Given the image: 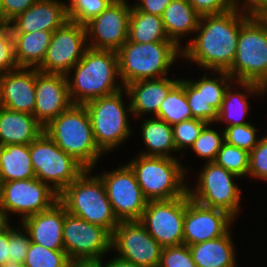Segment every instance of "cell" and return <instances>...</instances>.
<instances>
[{
  "instance_id": "obj_30",
  "label": "cell",
  "mask_w": 267,
  "mask_h": 267,
  "mask_svg": "<svg viewBox=\"0 0 267 267\" xmlns=\"http://www.w3.org/2000/svg\"><path fill=\"white\" fill-rule=\"evenodd\" d=\"M128 39L142 44L174 42L165 32L162 16L138 11L133 6L130 14Z\"/></svg>"
},
{
  "instance_id": "obj_13",
  "label": "cell",
  "mask_w": 267,
  "mask_h": 267,
  "mask_svg": "<svg viewBox=\"0 0 267 267\" xmlns=\"http://www.w3.org/2000/svg\"><path fill=\"white\" fill-rule=\"evenodd\" d=\"M57 201L59 193L36 177L0 183V206L6 213L22 214V220L49 209Z\"/></svg>"
},
{
  "instance_id": "obj_31",
  "label": "cell",
  "mask_w": 267,
  "mask_h": 267,
  "mask_svg": "<svg viewBox=\"0 0 267 267\" xmlns=\"http://www.w3.org/2000/svg\"><path fill=\"white\" fill-rule=\"evenodd\" d=\"M155 117L162 119L171 126L193 118L185 95V79H181L168 93Z\"/></svg>"
},
{
  "instance_id": "obj_12",
  "label": "cell",
  "mask_w": 267,
  "mask_h": 267,
  "mask_svg": "<svg viewBox=\"0 0 267 267\" xmlns=\"http://www.w3.org/2000/svg\"><path fill=\"white\" fill-rule=\"evenodd\" d=\"M87 32L83 24L67 21L53 32L39 72L63 74L69 77L72 68L83 58L88 48Z\"/></svg>"
},
{
  "instance_id": "obj_41",
  "label": "cell",
  "mask_w": 267,
  "mask_h": 267,
  "mask_svg": "<svg viewBox=\"0 0 267 267\" xmlns=\"http://www.w3.org/2000/svg\"><path fill=\"white\" fill-rule=\"evenodd\" d=\"M19 68L9 23L0 22V76Z\"/></svg>"
},
{
  "instance_id": "obj_38",
  "label": "cell",
  "mask_w": 267,
  "mask_h": 267,
  "mask_svg": "<svg viewBox=\"0 0 267 267\" xmlns=\"http://www.w3.org/2000/svg\"><path fill=\"white\" fill-rule=\"evenodd\" d=\"M207 124L203 120L192 118L173 125V141L176 150L182 151L184 148L192 147Z\"/></svg>"
},
{
  "instance_id": "obj_26",
  "label": "cell",
  "mask_w": 267,
  "mask_h": 267,
  "mask_svg": "<svg viewBox=\"0 0 267 267\" xmlns=\"http://www.w3.org/2000/svg\"><path fill=\"white\" fill-rule=\"evenodd\" d=\"M200 18L201 16L188 3V0H172L162 15L167 36L179 47L182 36L195 33Z\"/></svg>"
},
{
  "instance_id": "obj_3",
  "label": "cell",
  "mask_w": 267,
  "mask_h": 267,
  "mask_svg": "<svg viewBox=\"0 0 267 267\" xmlns=\"http://www.w3.org/2000/svg\"><path fill=\"white\" fill-rule=\"evenodd\" d=\"M73 69L75 72L72 82L67 77L72 104L83 105L124 89L123 84L116 82L117 77H120L117 51L88 47Z\"/></svg>"
},
{
  "instance_id": "obj_44",
  "label": "cell",
  "mask_w": 267,
  "mask_h": 267,
  "mask_svg": "<svg viewBox=\"0 0 267 267\" xmlns=\"http://www.w3.org/2000/svg\"><path fill=\"white\" fill-rule=\"evenodd\" d=\"M22 229L24 232L19 228L9 227L10 262H25L31 241L29 233Z\"/></svg>"
},
{
  "instance_id": "obj_32",
  "label": "cell",
  "mask_w": 267,
  "mask_h": 267,
  "mask_svg": "<svg viewBox=\"0 0 267 267\" xmlns=\"http://www.w3.org/2000/svg\"><path fill=\"white\" fill-rule=\"evenodd\" d=\"M185 95L193 118L209 124L217 122L218 111L204 98V75L198 81L185 80Z\"/></svg>"
},
{
  "instance_id": "obj_7",
  "label": "cell",
  "mask_w": 267,
  "mask_h": 267,
  "mask_svg": "<svg viewBox=\"0 0 267 267\" xmlns=\"http://www.w3.org/2000/svg\"><path fill=\"white\" fill-rule=\"evenodd\" d=\"M127 165L148 201L171 200L187 193L186 169L176 158L139 154Z\"/></svg>"
},
{
  "instance_id": "obj_54",
  "label": "cell",
  "mask_w": 267,
  "mask_h": 267,
  "mask_svg": "<svg viewBox=\"0 0 267 267\" xmlns=\"http://www.w3.org/2000/svg\"><path fill=\"white\" fill-rule=\"evenodd\" d=\"M0 267H26L24 263H17V262H7Z\"/></svg>"
},
{
  "instance_id": "obj_43",
  "label": "cell",
  "mask_w": 267,
  "mask_h": 267,
  "mask_svg": "<svg viewBox=\"0 0 267 267\" xmlns=\"http://www.w3.org/2000/svg\"><path fill=\"white\" fill-rule=\"evenodd\" d=\"M267 181V135L250 152L248 176Z\"/></svg>"
},
{
  "instance_id": "obj_4",
  "label": "cell",
  "mask_w": 267,
  "mask_h": 267,
  "mask_svg": "<svg viewBox=\"0 0 267 267\" xmlns=\"http://www.w3.org/2000/svg\"><path fill=\"white\" fill-rule=\"evenodd\" d=\"M44 132L85 169L92 170L104 154L95 142L91 121L84 105L72 104L51 120L44 127Z\"/></svg>"
},
{
  "instance_id": "obj_36",
  "label": "cell",
  "mask_w": 267,
  "mask_h": 267,
  "mask_svg": "<svg viewBox=\"0 0 267 267\" xmlns=\"http://www.w3.org/2000/svg\"><path fill=\"white\" fill-rule=\"evenodd\" d=\"M113 0H70L67 4L68 19L85 25L102 13Z\"/></svg>"
},
{
  "instance_id": "obj_15",
  "label": "cell",
  "mask_w": 267,
  "mask_h": 267,
  "mask_svg": "<svg viewBox=\"0 0 267 267\" xmlns=\"http://www.w3.org/2000/svg\"><path fill=\"white\" fill-rule=\"evenodd\" d=\"M185 195L171 200L148 201L140 222L162 248L183 244Z\"/></svg>"
},
{
  "instance_id": "obj_10",
  "label": "cell",
  "mask_w": 267,
  "mask_h": 267,
  "mask_svg": "<svg viewBox=\"0 0 267 267\" xmlns=\"http://www.w3.org/2000/svg\"><path fill=\"white\" fill-rule=\"evenodd\" d=\"M205 164L196 189H187L190 198L201 205L223 210L235 218L241 201V190L234 183V178L238 176L215 162Z\"/></svg>"
},
{
  "instance_id": "obj_55",
  "label": "cell",
  "mask_w": 267,
  "mask_h": 267,
  "mask_svg": "<svg viewBox=\"0 0 267 267\" xmlns=\"http://www.w3.org/2000/svg\"><path fill=\"white\" fill-rule=\"evenodd\" d=\"M0 22H1V0H0Z\"/></svg>"
},
{
  "instance_id": "obj_49",
  "label": "cell",
  "mask_w": 267,
  "mask_h": 267,
  "mask_svg": "<svg viewBox=\"0 0 267 267\" xmlns=\"http://www.w3.org/2000/svg\"><path fill=\"white\" fill-rule=\"evenodd\" d=\"M10 262L9 228L0 233V266Z\"/></svg>"
},
{
  "instance_id": "obj_46",
  "label": "cell",
  "mask_w": 267,
  "mask_h": 267,
  "mask_svg": "<svg viewBox=\"0 0 267 267\" xmlns=\"http://www.w3.org/2000/svg\"><path fill=\"white\" fill-rule=\"evenodd\" d=\"M38 0H1V22L9 23Z\"/></svg>"
},
{
  "instance_id": "obj_34",
  "label": "cell",
  "mask_w": 267,
  "mask_h": 267,
  "mask_svg": "<svg viewBox=\"0 0 267 267\" xmlns=\"http://www.w3.org/2000/svg\"><path fill=\"white\" fill-rule=\"evenodd\" d=\"M71 262L64 250H51L30 242L24 264L26 267H70Z\"/></svg>"
},
{
  "instance_id": "obj_11",
  "label": "cell",
  "mask_w": 267,
  "mask_h": 267,
  "mask_svg": "<svg viewBox=\"0 0 267 267\" xmlns=\"http://www.w3.org/2000/svg\"><path fill=\"white\" fill-rule=\"evenodd\" d=\"M64 251L74 261H102L112 249V234L105 228L91 224L70 213L63 225Z\"/></svg>"
},
{
  "instance_id": "obj_1",
  "label": "cell",
  "mask_w": 267,
  "mask_h": 267,
  "mask_svg": "<svg viewBox=\"0 0 267 267\" xmlns=\"http://www.w3.org/2000/svg\"><path fill=\"white\" fill-rule=\"evenodd\" d=\"M250 17L236 9L202 15L191 43L182 47V57L216 73L228 71L236 55L240 26Z\"/></svg>"
},
{
  "instance_id": "obj_53",
  "label": "cell",
  "mask_w": 267,
  "mask_h": 267,
  "mask_svg": "<svg viewBox=\"0 0 267 267\" xmlns=\"http://www.w3.org/2000/svg\"><path fill=\"white\" fill-rule=\"evenodd\" d=\"M257 17L260 19V21L266 26L267 28V8L262 10Z\"/></svg>"
},
{
  "instance_id": "obj_42",
  "label": "cell",
  "mask_w": 267,
  "mask_h": 267,
  "mask_svg": "<svg viewBox=\"0 0 267 267\" xmlns=\"http://www.w3.org/2000/svg\"><path fill=\"white\" fill-rule=\"evenodd\" d=\"M158 267H197V265L192 258L189 246L181 244L162 248Z\"/></svg>"
},
{
  "instance_id": "obj_2",
  "label": "cell",
  "mask_w": 267,
  "mask_h": 267,
  "mask_svg": "<svg viewBox=\"0 0 267 267\" xmlns=\"http://www.w3.org/2000/svg\"><path fill=\"white\" fill-rule=\"evenodd\" d=\"M227 73L248 94L267 91V28L257 16L240 26L236 55Z\"/></svg>"
},
{
  "instance_id": "obj_19",
  "label": "cell",
  "mask_w": 267,
  "mask_h": 267,
  "mask_svg": "<svg viewBox=\"0 0 267 267\" xmlns=\"http://www.w3.org/2000/svg\"><path fill=\"white\" fill-rule=\"evenodd\" d=\"M71 105L66 75L42 73L35 68L33 116L45 127Z\"/></svg>"
},
{
  "instance_id": "obj_39",
  "label": "cell",
  "mask_w": 267,
  "mask_h": 267,
  "mask_svg": "<svg viewBox=\"0 0 267 267\" xmlns=\"http://www.w3.org/2000/svg\"><path fill=\"white\" fill-rule=\"evenodd\" d=\"M256 136V128L251 123L224 128V141L249 153L258 145Z\"/></svg>"
},
{
  "instance_id": "obj_35",
  "label": "cell",
  "mask_w": 267,
  "mask_h": 267,
  "mask_svg": "<svg viewBox=\"0 0 267 267\" xmlns=\"http://www.w3.org/2000/svg\"><path fill=\"white\" fill-rule=\"evenodd\" d=\"M250 153L225 141L217 153L215 163L239 177L248 175Z\"/></svg>"
},
{
  "instance_id": "obj_37",
  "label": "cell",
  "mask_w": 267,
  "mask_h": 267,
  "mask_svg": "<svg viewBox=\"0 0 267 267\" xmlns=\"http://www.w3.org/2000/svg\"><path fill=\"white\" fill-rule=\"evenodd\" d=\"M209 125L208 123L202 129L191 148L199 157L207 159V162H214L224 142V131L219 133L215 129L210 128Z\"/></svg>"
},
{
  "instance_id": "obj_20",
  "label": "cell",
  "mask_w": 267,
  "mask_h": 267,
  "mask_svg": "<svg viewBox=\"0 0 267 267\" xmlns=\"http://www.w3.org/2000/svg\"><path fill=\"white\" fill-rule=\"evenodd\" d=\"M68 19L67 4L58 0H38L9 22L12 33H33L61 28Z\"/></svg>"
},
{
  "instance_id": "obj_17",
  "label": "cell",
  "mask_w": 267,
  "mask_h": 267,
  "mask_svg": "<svg viewBox=\"0 0 267 267\" xmlns=\"http://www.w3.org/2000/svg\"><path fill=\"white\" fill-rule=\"evenodd\" d=\"M132 5L125 0H113L99 15L85 24L88 47L118 51L128 40Z\"/></svg>"
},
{
  "instance_id": "obj_48",
  "label": "cell",
  "mask_w": 267,
  "mask_h": 267,
  "mask_svg": "<svg viewBox=\"0 0 267 267\" xmlns=\"http://www.w3.org/2000/svg\"><path fill=\"white\" fill-rule=\"evenodd\" d=\"M239 2H241V0H232L233 8L250 16H257L262 10L267 8V0H245L243 4H241L242 8L239 7Z\"/></svg>"
},
{
  "instance_id": "obj_6",
  "label": "cell",
  "mask_w": 267,
  "mask_h": 267,
  "mask_svg": "<svg viewBox=\"0 0 267 267\" xmlns=\"http://www.w3.org/2000/svg\"><path fill=\"white\" fill-rule=\"evenodd\" d=\"M91 171L85 169L59 194V201L68 213L112 234L119 221L113 213L102 179L98 175L91 177Z\"/></svg>"
},
{
  "instance_id": "obj_8",
  "label": "cell",
  "mask_w": 267,
  "mask_h": 267,
  "mask_svg": "<svg viewBox=\"0 0 267 267\" xmlns=\"http://www.w3.org/2000/svg\"><path fill=\"white\" fill-rule=\"evenodd\" d=\"M123 90L83 104L91 121L95 142L104 154L121 145L132 133L128 111L124 107Z\"/></svg>"
},
{
  "instance_id": "obj_21",
  "label": "cell",
  "mask_w": 267,
  "mask_h": 267,
  "mask_svg": "<svg viewBox=\"0 0 267 267\" xmlns=\"http://www.w3.org/2000/svg\"><path fill=\"white\" fill-rule=\"evenodd\" d=\"M0 106L33 115L35 68L19 67L0 76Z\"/></svg>"
},
{
  "instance_id": "obj_28",
  "label": "cell",
  "mask_w": 267,
  "mask_h": 267,
  "mask_svg": "<svg viewBox=\"0 0 267 267\" xmlns=\"http://www.w3.org/2000/svg\"><path fill=\"white\" fill-rule=\"evenodd\" d=\"M15 58L19 67L38 68L45 57L53 35L52 31L12 33Z\"/></svg>"
},
{
  "instance_id": "obj_33",
  "label": "cell",
  "mask_w": 267,
  "mask_h": 267,
  "mask_svg": "<svg viewBox=\"0 0 267 267\" xmlns=\"http://www.w3.org/2000/svg\"><path fill=\"white\" fill-rule=\"evenodd\" d=\"M231 90V85L225 90V95L222 101L221 108L218 112V121H225L226 126L248 124L244 121L248 113L249 102L246 98L247 94L242 92H234Z\"/></svg>"
},
{
  "instance_id": "obj_16",
  "label": "cell",
  "mask_w": 267,
  "mask_h": 267,
  "mask_svg": "<svg viewBox=\"0 0 267 267\" xmlns=\"http://www.w3.org/2000/svg\"><path fill=\"white\" fill-rule=\"evenodd\" d=\"M113 248L121 260L143 267L159 266L162 247L139 220L119 221L112 233Z\"/></svg>"
},
{
  "instance_id": "obj_14",
  "label": "cell",
  "mask_w": 267,
  "mask_h": 267,
  "mask_svg": "<svg viewBox=\"0 0 267 267\" xmlns=\"http://www.w3.org/2000/svg\"><path fill=\"white\" fill-rule=\"evenodd\" d=\"M118 221L140 220L148 200L143 195L134 172L128 165L98 175Z\"/></svg>"
},
{
  "instance_id": "obj_47",
  "label": "cell",
  "mask_w": 267,
  "mask_h": 267,
  "mask_svg": "<svg viewBox=\"0 0 267 267\" xmlns=\"http://www.w3.org/2000/svg\"><path fill=\"white\" fill-rule=\"evenodd\" d=\"M171 1L172 0H139L138 3L132 6L138 11L162 16L164 10L168 7Z\"/></svg>"
},
{
  "instance_id": "obj_27",
  "label": "cell",
  "mask_w": 267,
  "mask_h": 267,
  "mask_svg": "<svg viewBox=\"0 0 267 267\" xmlns=\"http://www.w3.org/2000/svg\"><path fill=\"white\" fill-rule=\"evenodd\" d=\"M35 178L29 145L0 146V183Z\"/></svg>"
},
{
  "instance_id": "obj_25",
  "label": "cell",
  "mask_w": 267,
  "mask_h": 267,
  "mask_svg": "<svg viewBox=\"0 0 267 267\" xmlns=\"http://www.w3.org/2000/svg\"><path fill=\"white\" fill-rule=\"evenodd\" d=\"M228 231L222 237L189 246L197 267H237L232 236Z\"/></svg>"
},
{
  "instance_id": "obj_23",
  "label": "cell",
  "mask_w": 267,
  "mask_h": 267,
  "mask_svg": "<svg viewBox=\"0 0 267 267\" xmlns=\"http://www.w3.org/2000/svg\"><path fill=\"white\" fill-rule=\"evenodd\" d=\"M180 82V79L140 80L124 87L127 98L130 97L128 111L131 116H141L148 112L158 114L159 108L168 93Z\"/></svg>"
},
{
  "instance_id": "obj_51",
  "label": "cell",
  "mask_w": 267,
  "mask_h": 267,
  "mask_svg": "<svg viewBox=\"0 0 267 267\" xmlns=\"http://www.w3.org/2000/svg\"><path fill=\"white\" fill-rule=\"evenodd\" d=\"M70 267H104L102 261H74Z\"/></svg>"
},
{
  "instance_id": "obj_18",
  "label": "cell",
  "mask_w": 267,
  "mask_h": 267,
  "mask_svg": "<svg viewBox=\"0 0 267 267\" xmlns=\"http://www.w3.org/2000/svg\"><path fill=\"white\" fill-rule=\"evenodd\" d=\"M234 218L227 212L207 207L192 200L185 194V217L183 244L190 246L222 237L229 230Z\"/></svg>"
},
{
  "instance_id": "obj_45",
  "label": "cell",
  "mask_w": 267,
  "mask_h": 267,
  "mask_svg": "<svg viewBox=\"0 0 267 267\" xmlns=\"http://www.w3.org/2000/svg\"><path fill=\"white\" fill-rule=\"evenodd\" d=\"M200 15L221 14L233 9L232 0H188Z\"/></svg>"
},
{
  "instance_id": "obj_9",
  "label": "cell",
  "mask_w": 267,
  "mask_h": 267,
  "mask_svg": "<svg viewBox=\"0 0 267 267\" xmlns=\"http://www.w3.org/2000/svg\"><path fill=\"white\" fill-rule=\"evenodd\" d=\"M29 152L35 177L59 194L85 170L45 132L29 144Z\"/></svg>"
},
{
  "instance_id": "obj_5",
  "label": "cell",
  "mask_w": 267,
  "mask_h": 267,
  "mask_svg": "<svg viewBox=\"0 0 267 267\" xmlns=\"http://www.w3.org/2000/svg\"><path fill=\"white\" fill-rule=\"evenodd\" d=\"M117 56L120 83L125 87L140 80L164 78L177 57H182V47L175 42L142 44L128 39Z\"/></svg>"
},
{
  "instance_id": "obj_50",
  "label": "cell",
  "mask_w": 267,
  "mask_h": 267,
  "mask_svg": "<svg viewBox=\"0 0 267 267\" xmlns=\"http://www.w3.org/2000/svg\"><path fill=\"white\" fill-rule=\"evenodd\" d=\"M103 266L104 267H143V266H139V265L134 264V263H130V262L121 260L118 257L113 258L112 260H110L106 264L103 263Z\"/></svg>"
},
{
  "instance_id": "obj_40",
  "label": "cell",
  "mask_w": 267,
  "mask_h": 267,
  "mask_svg": "<svg viewBox=\"0 0 267 267\" xmlns=\"http://www.w3.org/2000/svg\"><path fill=\"white\" fill-rule=\"evenodd\" d=\"M220 77L213 79L204 74V98L210 106L214 107L218 112L221 108L225 95V90L230 84H233V78L226 71H218ZM230 83V84H229Z\"/></svg>"
},
{
  "instance_id": "obj_24",
  "label": "cell",
  "mask_w": 267,
  "mask_h": 267,
  "mask_svg": "<svg viewBox=\"0 0 267 267\" xmlns=\"http://www.w3.org/2000/svg\"><path fill=\"white\" fill-rule=\"evenodd\" d=\"M44 132V126L29 113L0 106V146L29 145Z\"/></svg>"
},
{
  "instance_id": "obj_52",
  "label": "cell",
  "mask_w": 267,
  "mask_h": 267,
  "mask_svg": "<svg viewBox=\"0 0 267 267\" xmlns=\"http://www.w3.org/2000/svg\"><path fill=\"white\" fill-rule=\"evenodd\" d=\"M7 215L6 211L0 206V233L11 226L8 224L9 218Z\"/></svg>"
},
{
  "instance_id": "obj_22",
  "label": "cell",
  "mask_w": 267,
  "mask_h": 267,
  "mask_svg": "<svg viewBox=\"0 0 267 267\" xmlns=\"http://www.w3.org/2000/svg\"><path fill=\"white\" fill-rule=\"evenodd\" d=\"M67 210L57 201L47 210L21 220L22 227L29 233L30 241L51 250H64L63 225Z\"/></svg>"
},
{
  "instance_id": "obj_29",
  "label": "cell",
  "mask_w": 267,
  "mask_h": 267,
  "mask_svg": "<svg viewBox=\"0 0 267 267\" xmlns=\"http://www.w3.org/2000/svg\"><path fill=\"white\" fill-rule=\"evenodd\" d=\"M142 139L147 152L140 153L145 156H162L176 158L173 156L172 151H176L173 141L172 126L160 118H148L141 125ZM170 152V153H169Z\"/></svg>"
}]
</instances>
